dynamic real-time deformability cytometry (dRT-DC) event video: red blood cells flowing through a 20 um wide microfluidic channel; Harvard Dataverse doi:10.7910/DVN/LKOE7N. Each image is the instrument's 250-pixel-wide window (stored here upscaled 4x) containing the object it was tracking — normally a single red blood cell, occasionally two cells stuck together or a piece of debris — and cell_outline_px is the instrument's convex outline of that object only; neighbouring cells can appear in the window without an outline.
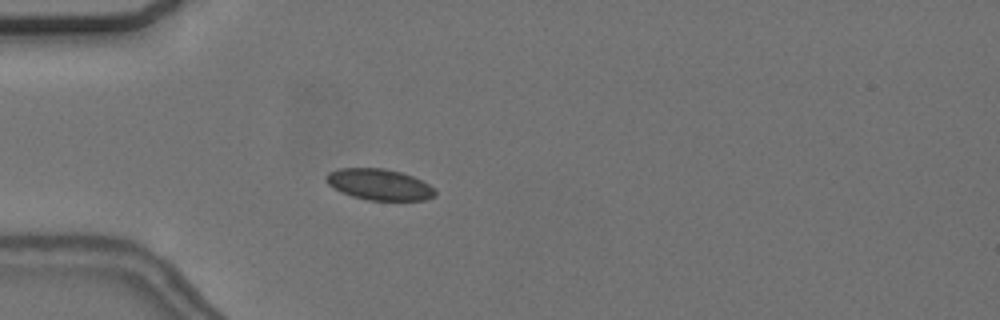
{"species": "common noctule bat (a hibernating species)", "species_latin": "Nyctalus noctula", "temperature_condition": "cold", "stored_images_in_passage": 37, "camera_frame_rate_fps": 3000, "um_per_image_px": 0.085, "animal": {"sex": "female", "body_mass_g": 24.6, "forearm_length_mm": 56.2}, "frame": {"image": 1, "passage_image": 3, "time_ms": 0.667, "image_size_px": [1000, 320], "cell_outline_px": [[436, 196], [424, 200], [368, 200], [352, 196], [340, 192], [328, 184], [324, 180], [324, 176], [328, 172], [340, 168], [384, 168], [400, 172], [412, 176], [436, 188]], "centroid_in_image_um": [32.22, 15.68], "position_along_channel_um": 52.8, "area_um2": 19.88}}
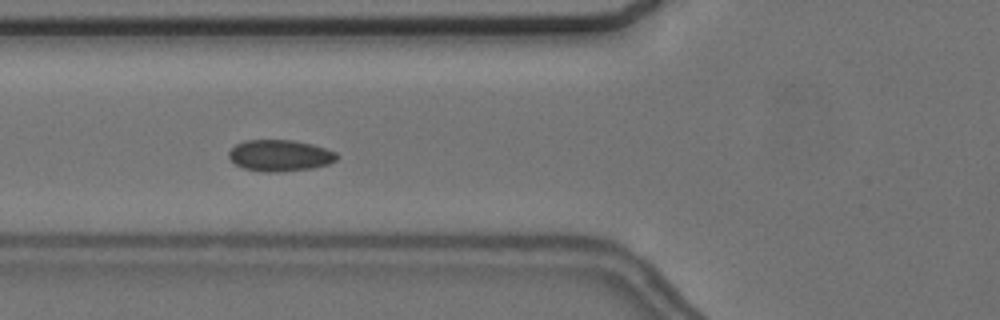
{"frame": {"image": 2, "passage_image": 8, "time_ms": 2.333, "image_size_px": [1000, 320], "cell_outline_px": [[340, 156], [336, 160], [328, 164], [312, 168], [276, 172], [268, 172], [244, 168], [236, 164], [228, 156], [228, 152], [236, 144], [244, 140], [292, 140], [312, 144], [336, 152]], "centroid_in_image_um": [23.8, 13.21], "position_along_channel_um": 102.0, "area_um2": 19.65}}
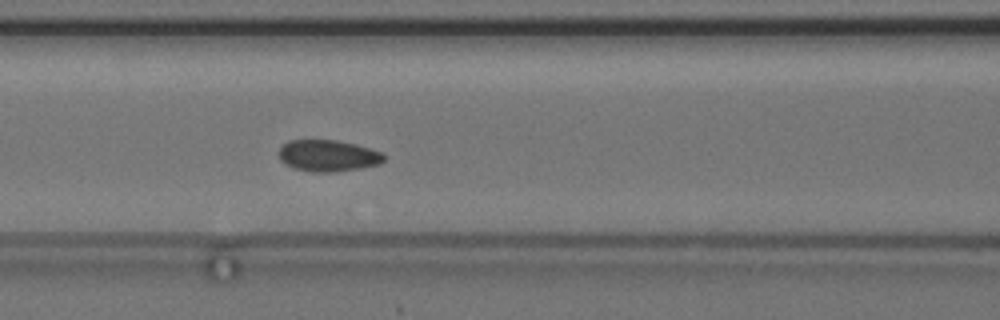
{"frame": {"image": 3, "passage_image": 11, "time_ms": 3.333, "image_size_px": [1000, 320], "cell_outline_px": [[384, 160], [380, 164], [360, 168], [332, 172], [312, 172], [296, 168], [284, 164], [280, 160], [280, 144], [288, 140], [336, 140], [356, 144], [384, 152]], "centroid_in_image_um": [27.88, 13.22], "position_along_channel_um": 138.7, "area_um2": 19.42}, "authors_computed_cell_mechanics": {"area_um2": 19.5942, "velocity_mm_per_s": 3.639, "shape_relaxation_time_tau1_ms": 10.1485, "shape_relaxation_time_tau2_ms": null, "deformation_change_tau1": 0.0706, "deformation_change_tau2": null}}